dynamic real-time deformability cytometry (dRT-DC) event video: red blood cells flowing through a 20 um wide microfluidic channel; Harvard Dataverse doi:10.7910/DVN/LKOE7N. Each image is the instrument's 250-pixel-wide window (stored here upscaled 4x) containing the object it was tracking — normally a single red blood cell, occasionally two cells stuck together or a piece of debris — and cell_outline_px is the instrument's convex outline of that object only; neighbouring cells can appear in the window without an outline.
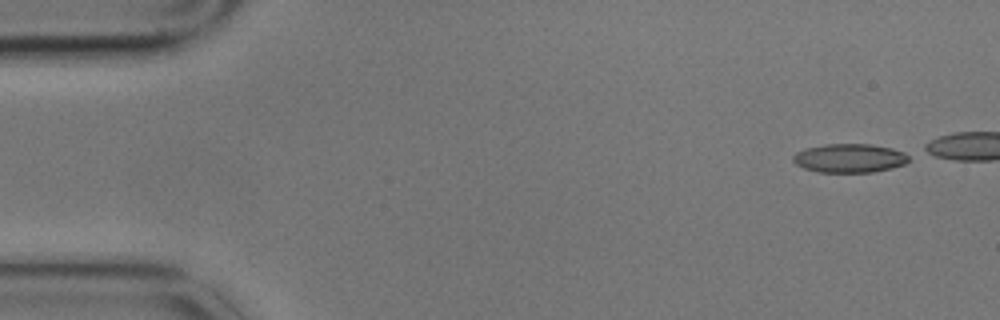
{"species": "common noctule bat (a hibernating species)", "species_latin": "Nyctalus noctula", "temperature_condition": "cold", "stored_images_in_passage": 8, "camera_frame_rate_fps": 3000, "um_per_image_px": 0.085, "animal": {"sex": "male", "body_mass_g": 17.9}, "frame": {"image": 1, "passage_image": 1, "time_ms": 0.0, "image_size_px": [1000, 320], "cell_outline_px": [[908, 160], [904, 164], [892, 168], [872, 172], [820, 172], [804, 168], [796, 164], [792, 160], [792, 156], [796, 152], [808, 148], [824, 144], [868, 144], [892, 148], [904, 152], [908, 156]], "centroid_in_image_um": [72.2, 13.44], "position_along_channel_um": 12.8, "area_um2": 19.31}}
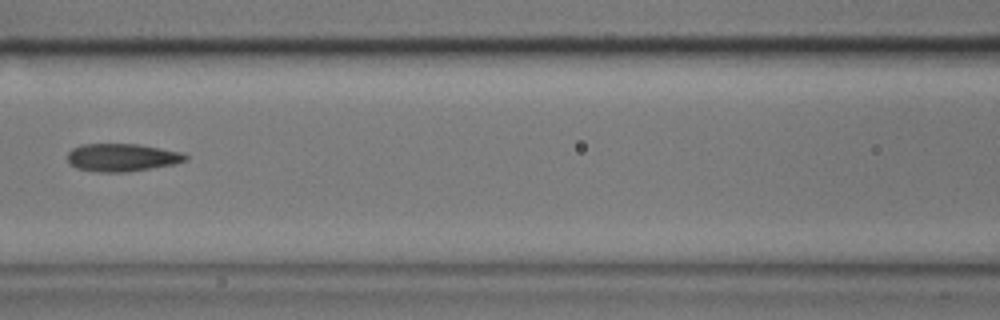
{"frame": {"image": 2, "passage_image": 8, "time_ms": 2.333, "image_size_px": [1000, 320], "cell_outline_px": [[188, 160], [176, 164], [128, 172], [96, 172], [76, 168], [68, 164], [68, 152], [72, 148], [80, 144], [136, 144], [160, 148], [180, 152], [188, 156]], "centroid_in_image_um": [10.35, 13.39], "position_along_channel_um": 156.3, "area_um2": 19.31}}